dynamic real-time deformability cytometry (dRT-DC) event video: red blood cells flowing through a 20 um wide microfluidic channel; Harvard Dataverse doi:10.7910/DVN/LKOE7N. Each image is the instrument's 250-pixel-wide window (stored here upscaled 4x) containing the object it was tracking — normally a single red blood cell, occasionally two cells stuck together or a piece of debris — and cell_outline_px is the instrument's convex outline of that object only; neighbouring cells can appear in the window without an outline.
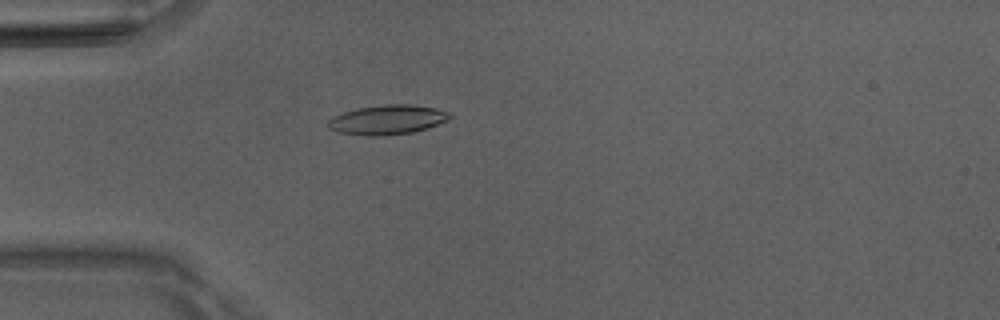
{"species": "Egyptian fruit bat (a non-hibernating species)", "species_latin": "Rousettus aegyptiacus", "temperature_condition": "room temperature", "stored_images_in_passage": 51, "camera_frame_rate_fps": 3000, "um_per_image_px": 0.085, "animal": {"sex": "male"}, "frame": {"image": 1, "passage_image": 15, "time_ms": 4.667, "image_size_px": [1000, 320], "cell_outline_px": [[452, 116], [448, 120], [428, 128], [412, 132], [380, 136], [368, 136], [340, 132], [328, 128], [328, 120], [332, 116], [356, 108], [384, 104], [412, 104], [436, 108], [448, 112]], "centroid_in_image_um": [32.93, 10.17], "position_along_channel_um": 52.1, "area_um2": 20.98}}
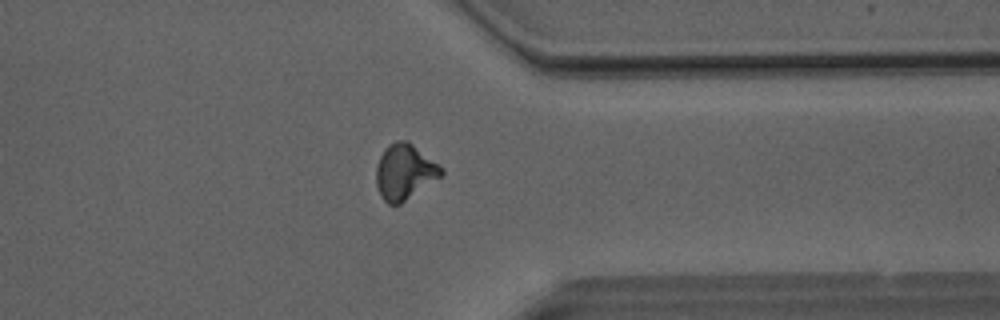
{"frame": {"image": 2, "passage_image": 40, "time_ms": 13.0, "image_size_px": [1000, 320], "cell_outline_px": [[444, 172], [440, 176], [400, 204], [388, 204], [380, 196], [376, 184], [376, 164], [384, 148], [388, 144], [400, 140], [408, 140], [444, 168]], "centroid_in_image_um": [34.36, 14.58], "position_along_channel_um": 377.0, "area_um2": 20.98}}
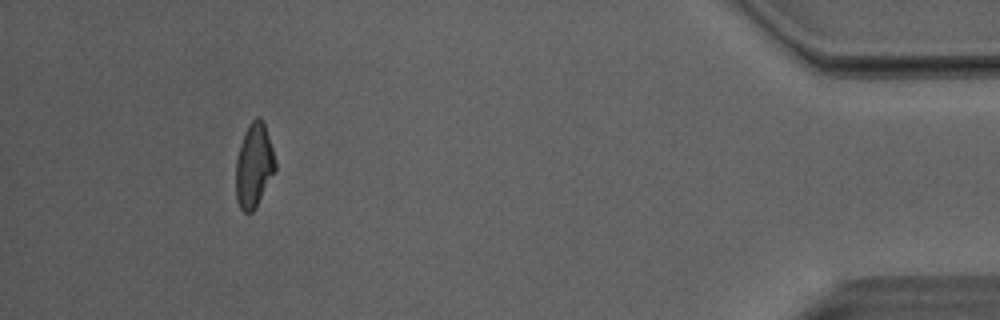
{"frame": {"image": 3, "passage_image": 47, "time_ms": 15.333, "image_size_px": [1000, 320], "cell_outline_px": [[276, 168], [256, 208], [252, 212], [244, 212], [240, 208], [236, 200], [236, 160], [240, 144], [244, 132], [248, 124], [256, 116], [260, 116], [264, 124], [276, 160]], "centroid_in_image_um": [21.58, 14.06], "position_along_channel_um": 413.6, "area_um2": 19.31}, "authors_computed_cell_mechanics": {"area_um2": 19.941, "velocity_mm_per_s": 4.098, "shape_relaxation_time_tau1_ms": 5.9717, "shape_relaxation_time_tau2_ms": 2.0303, "deformation_change_tau1": 0.1925, "deformation_change_tau2": 0.0835}}